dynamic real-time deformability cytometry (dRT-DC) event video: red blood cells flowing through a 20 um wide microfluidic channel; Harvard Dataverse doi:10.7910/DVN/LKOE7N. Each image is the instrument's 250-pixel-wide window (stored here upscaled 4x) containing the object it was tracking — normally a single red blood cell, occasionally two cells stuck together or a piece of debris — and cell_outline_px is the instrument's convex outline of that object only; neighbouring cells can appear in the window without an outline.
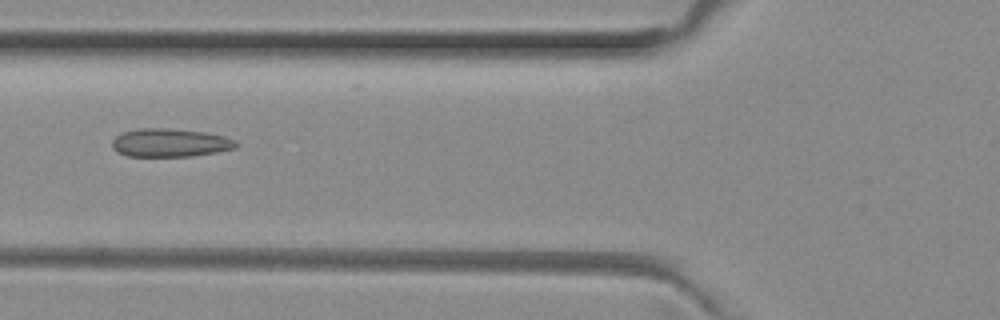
{"species": "common noctule bat (a hibernating species)", "species_latin": "Nyctalus noctula", "temperature_condition": "room temperature", "stored_images_in_passage": 46, "camera_frame_rate_fps": 3000, "um_per_image_px": 0.085, "animal": {"sex": "female", "body_mass_g": 29.2, "forearm_length_mm": 56.3}, "frame": {"image": 1, "passage_image": 14, "time_ms": 4.333, "image_size_px": [1000, 320], "cell_outline_px": [[240, 144], [236, 148], [216, 152], [192, 156], [128, 156], [116, 152], [112, 148], [112, 140], [116, 136], [124, 132], [140, 128], [168, 128], [204, 132], [224, 136], [236, 140]], "centroid_in_image_um": [14.47, 12.13], "position_along_channel_um": 111.3, "area_um2": 20.52}}
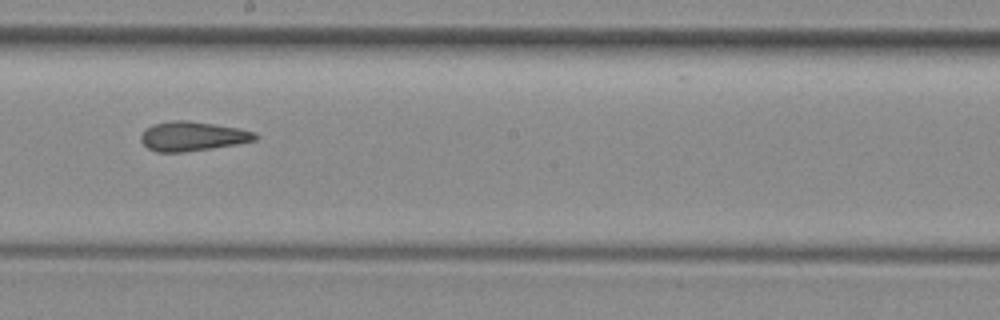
{"frame": {"image": 2, "passage_image": 23, "time_ms": 7.333, "image_size_px": [1000, 320], "cell_outline_px": [[260, 136], [256, 140], [236, 144], [212, 148], [184, 152], [156, 152], [148, 148], [140, 140], [140, 136], [144, 128], [152, 124], [172, 120], [188, 120], [240, 128], [256, 132]], "centroid_in_image_um": [16.36, 11.57], "position_along_channel_um": 231.8, "area_um2": 19.83}}
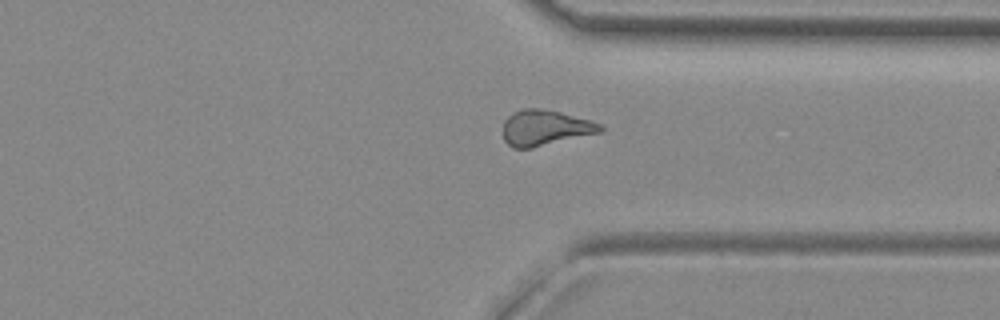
{"frame": {"image": 3, "passage_image": 33, "time_ms": 10.667, "image_size_px": [1000, 320], "cell_outline_px": [[604, 128], [600, 132], [532, 148], [512, 148], [504, 140], [504, 120], [512, 112], [524, 108], [540, 108], [560, 112], [588, 120], [600, 124]], "centroid_in_image_um": [46.29, 10.86], "position_along_channel_um": 365.1, "area_um2": 19.94}, "authors_computed_cell_mechanics": {"area_um2": 19.9121, "velocity_mm_per_s": 4.0063, "shape_relaxation_time_tau1_ms": null, "shape_relaxation_time_tau2_ms": 3.1705, "deformation_change_tau1": null, "deformation_change_tau2": 0.1127}}